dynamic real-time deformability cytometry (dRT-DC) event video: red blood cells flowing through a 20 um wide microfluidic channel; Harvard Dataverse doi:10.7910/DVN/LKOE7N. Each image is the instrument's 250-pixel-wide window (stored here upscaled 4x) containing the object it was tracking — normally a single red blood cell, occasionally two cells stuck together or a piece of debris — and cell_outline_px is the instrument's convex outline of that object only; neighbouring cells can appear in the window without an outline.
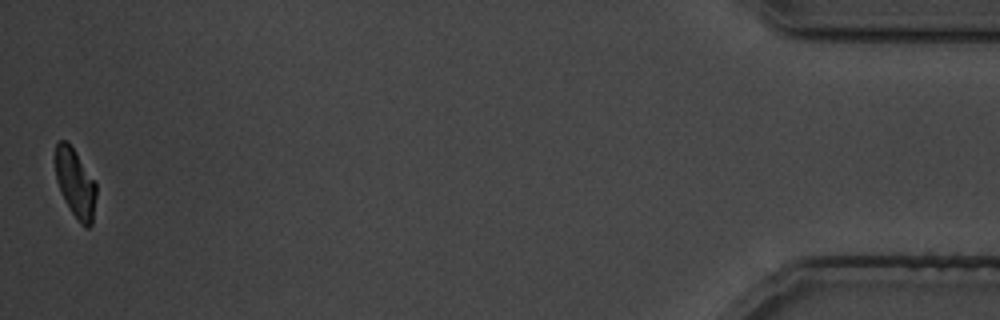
{"species": "common noctule bat (a hibernating species)", "species_latin": "Nyctalus noctula", "temperature_condition": "cold", "stored_images_in_passage": 32, "camera_frame_rate_fps": 3000, "um_per_image_px": 0.085, "animal": {"sex": "male", "body_mass_g": 19.5, "forearm_length_mm": 54.6}, "frame": {"image": 1, "passage_image": 32, "time_ms": 38.667, "image_size_px": [1000, 320], "cell_outline_px": [[96, 196], [92, 224], [88, 228], [84, 228], [80, 224], [64, 200], [60, 192], [56, 180], [56, 140], [68, 140], [76, 152], [96, 184]], "centroid_in_image_um": [6.4, 15.59], "position_along_channel_um": 428.8, "area_um2": 16.42}}